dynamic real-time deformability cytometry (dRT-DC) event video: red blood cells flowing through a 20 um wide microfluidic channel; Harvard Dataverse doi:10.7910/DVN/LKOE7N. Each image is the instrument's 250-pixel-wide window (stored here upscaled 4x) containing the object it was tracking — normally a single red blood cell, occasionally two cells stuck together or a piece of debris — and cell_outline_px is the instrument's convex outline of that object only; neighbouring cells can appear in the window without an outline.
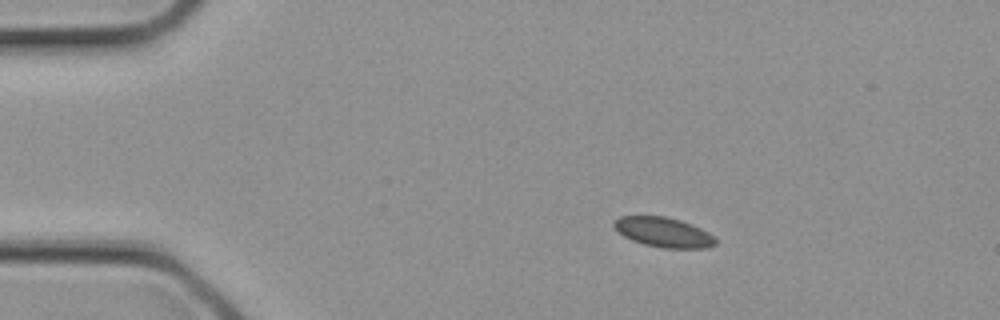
{"species": "common noctule bat (a hibernating species)", "species_latin": "Nyctalus noctula", "temperature_condition": "cold", "stored_images_in_passage": 1, "camera_frame_rate_fps": 3000, "um_per_image_px": 0.085, "animal": {"sex": "female", "body_mass_g": 21.9}, "frame": {"image": 1, "passage_image": 1, "time_ms": 0.0, "image_size_px": [1000, 320], "cell_outline_px": [[716, 244], [704, 248], [664, 248], [644, 244], [632, 240], [624, 236], [612, 224], [620, 216], [664, 216], [680, 220], [692, 224], [716, 236]], "centroid_in_image_um": [56.44, 19.74], "position_along_channel_um": 28.6, "area_um2": 17.51}}